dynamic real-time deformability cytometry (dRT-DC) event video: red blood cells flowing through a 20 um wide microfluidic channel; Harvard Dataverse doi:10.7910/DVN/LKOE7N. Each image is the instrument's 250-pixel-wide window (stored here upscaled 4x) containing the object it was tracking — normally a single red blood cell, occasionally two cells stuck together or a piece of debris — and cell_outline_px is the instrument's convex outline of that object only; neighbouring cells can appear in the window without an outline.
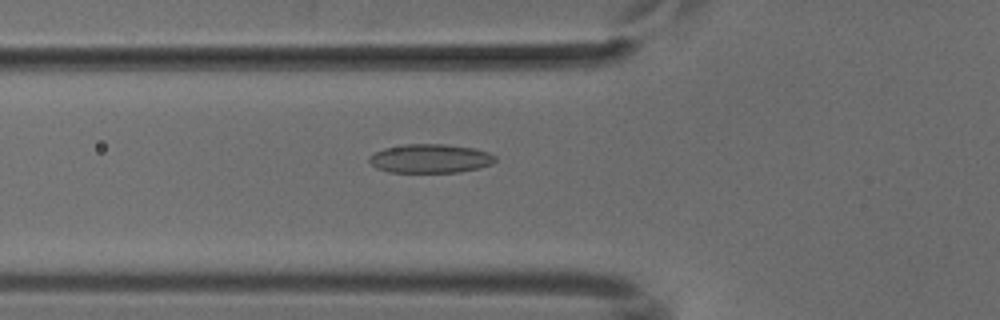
{"species": "common noctule bat (a hibernating species)", "species_latin": "Nyctalus noctula", "temperature_condition": "cold", "stored_images_in_passage": 51, "camera_frame_rate_fps": 3000, "um_per_image_px": 0.085, "animal": {"sex": "male", "body_mass_g": 18.8}, "frame": {"image": 1, "passage_image": 18, "time_ms": 5.667, "image_size_px": [1000, 320], "cell_outline_px": [[496, 160], [492, 164], [480, 168], [460, 172], [388, 172], [376, 168], [368, 160], [368, 156], [384, 148], [404, 144], [444, 144], [472, 148], [488, 152], [496, 156]], "centroid_in_image_um": [36.57, 13.48], "position_along_channel_um": 89.2, "area_um2": 21.27}}
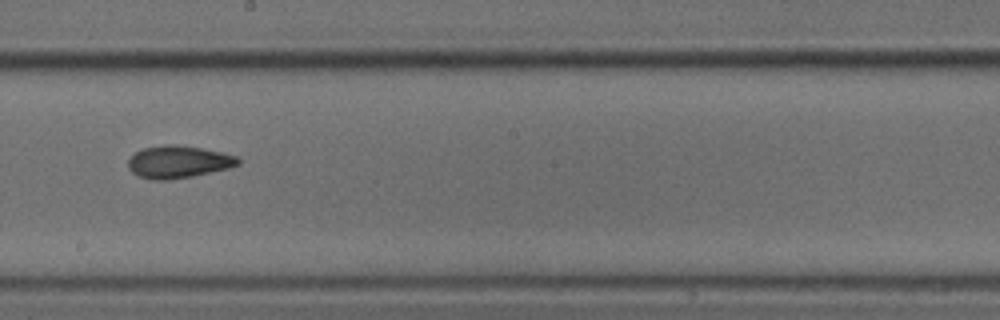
{"frame": {"image": 2, "passage_image": 29, "time_ms": 9.333, "image_size_px": [1000, 320], "cell_outline_px": [[240, 164], [228, 168], [192, 176], [168, 180], [152, 180], [136, 176], [128, 168], [128, 160], [136, 152], [144, 148], [172, 144], [204, 148], [224, 152], [236, 156], [240, 160]], "centroid_in_image_um": [15.16, 13.76], "position_along_channel_um": 233.0, "area_um2": 20.75}}
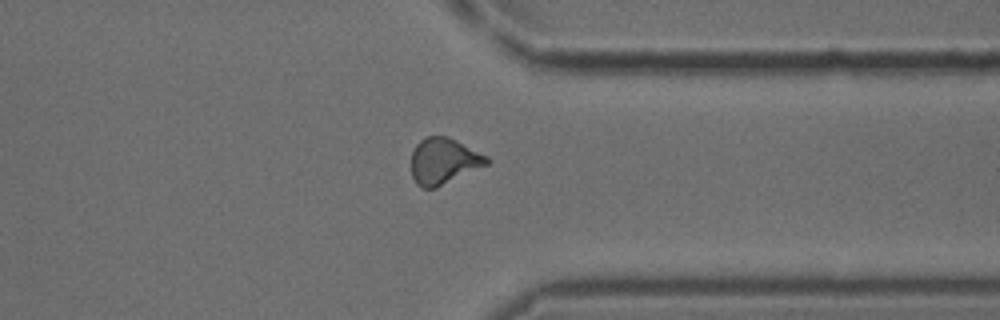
{"frame": {"image": 3, "passage_image": 40, "time_ms": 13.0, "image_size_px": [1000, 320], "cell_outline_px": [[488, 164], [436, 188], [424, 188], [416, 184], [412, 176], [412, 152], [416, 144], [424, 136], [448, 136], [488, 156]], "centroid_in_image_um": [37.69, 13.68], "position_along_channel_um": 373.7, "area_um2": 20.23}}